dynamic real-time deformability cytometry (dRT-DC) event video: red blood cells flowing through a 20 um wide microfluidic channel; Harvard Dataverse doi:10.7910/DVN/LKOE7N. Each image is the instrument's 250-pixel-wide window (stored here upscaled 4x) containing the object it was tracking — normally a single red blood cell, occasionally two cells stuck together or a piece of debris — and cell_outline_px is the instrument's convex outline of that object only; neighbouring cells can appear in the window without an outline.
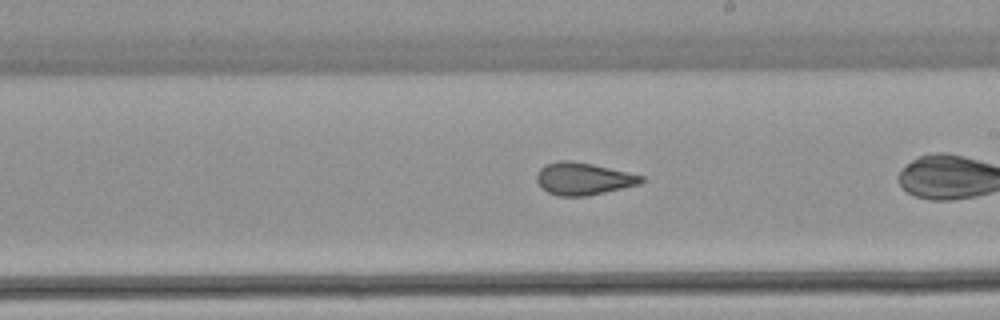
{"species": "common noctule bat (a hibernating species)", "species_latin": "Nyctalus noctula", "temperature_condition": "warm", "stored_images_in_passage": 19, "camera_frame_rate_fps": 3000, "um_per_image_px": 0.085, "animal": {"sex": "female", "body_mass_g": 22.7, "forearm_length_mm": 54.2}, "frame": {"image": 1, "passage_image": 14, "time_ms": 4.333, "image_size_px": [1000, 320], "cell_outline_px": [[644, 180], [640, 184], [588, 196], [560, 196], [548, 192], [540, 188], [536, 180], [536, 176], [540, 168], [548, 164], [560, 160], [572, 160], [592, 164], [644, 176]], "centroid_in_image_um": [49.56, 15.2], "position_along_channel_um": 239.4, "area_um2": 19.65}}